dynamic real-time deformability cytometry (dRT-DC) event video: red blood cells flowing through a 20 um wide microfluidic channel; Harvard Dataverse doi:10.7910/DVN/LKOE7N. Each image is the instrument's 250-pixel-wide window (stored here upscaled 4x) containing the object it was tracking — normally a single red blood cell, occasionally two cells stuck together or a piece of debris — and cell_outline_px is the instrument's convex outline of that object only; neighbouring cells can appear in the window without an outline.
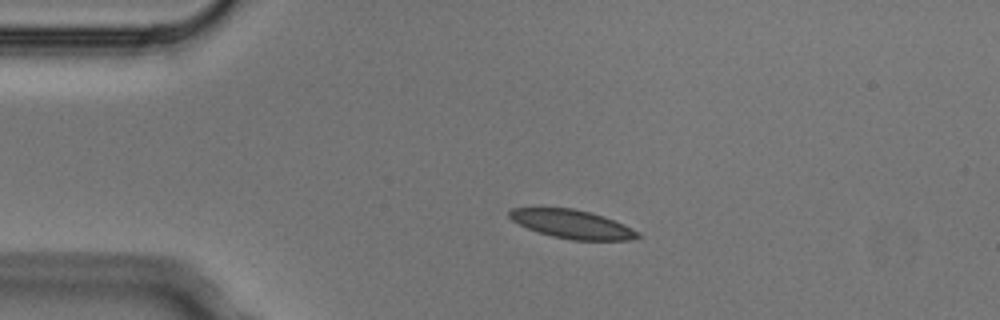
{"species": "Egyptian fruit bat (a non-hibernating species)", "species_latin": "Rousettus aegyptiacus", "temperature_condition": "cold", "stored_images_in_passage": 3, "camera_frame_rate_fps": 3000, "um_per_image_px": 0.085, "animal": {"sex": "male"}, "frame": {"image": 1, "passage_image": 2, "time_ms": 0.333, "image_size_px": [1000, 320], "cell_outline_px": [[644, 236], [632, 240], [572, 240], [552, 236], [528, 228], [512, 220], [508, 216], [508, 212], [512, 208], [572, 208], [604, 216], [624, 224], [640, 232]], "centroid_in_image_um": [48.69, 19.06], "position_along_channel_um": 36.3, "area_um2": 21.33}}